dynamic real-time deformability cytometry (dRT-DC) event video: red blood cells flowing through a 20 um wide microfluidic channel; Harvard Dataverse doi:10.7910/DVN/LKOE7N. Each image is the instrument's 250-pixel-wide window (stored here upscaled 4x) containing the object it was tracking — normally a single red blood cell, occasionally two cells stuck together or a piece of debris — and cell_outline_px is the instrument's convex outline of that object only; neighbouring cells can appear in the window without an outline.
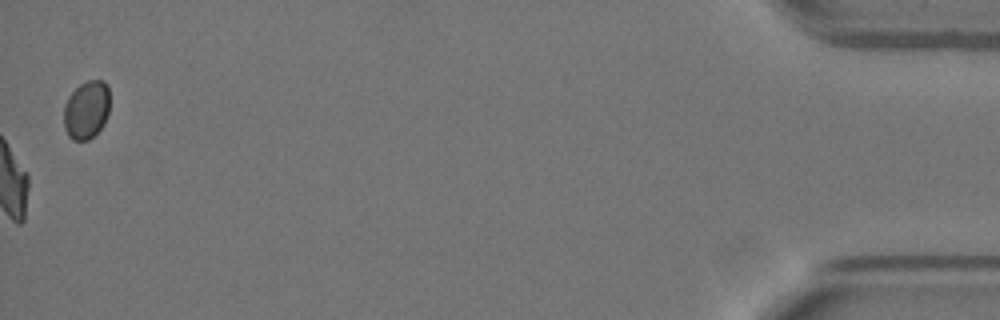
{"species": "Egyptian fruit bat (a non-hibernating species)", "species_latin": "Rousettus aegyptiacus", "temperature_condition": "warm", "stored_images_in_passage": 36, "camera_frame_rate_fps": 3000, "um_per_image_px": 0.085, "animal": {"sex": "female"}, "frame": {"image": 1, "passage_image": 36, "time_ms": 11.667, "image_size_px": [1000, 320], "cell_outline_px": [[108, 116], [104, 124], [88, 140], [72, 140], [68, 136], [64, 128], [64, 104], [68, 96], [80, 84], [88, 80], [104, 80], [108, 84]], "centroid_in_image_um": [7.33, 9.33], "position_along_channel_um": 427.9, "area_um2": 15.66}, "authors_computed_cell_mechanics": {"area_um2": 19.7676, "velocity_mm_per_s": 3.9843, "shape_relaxation_time_tau1_ms": 6.7635, "shape_relaxation_time_tau2_ms": 2.3724, "deformation_change_tau1": 0.2382, "deformation_change_tau2": 0.0922}}